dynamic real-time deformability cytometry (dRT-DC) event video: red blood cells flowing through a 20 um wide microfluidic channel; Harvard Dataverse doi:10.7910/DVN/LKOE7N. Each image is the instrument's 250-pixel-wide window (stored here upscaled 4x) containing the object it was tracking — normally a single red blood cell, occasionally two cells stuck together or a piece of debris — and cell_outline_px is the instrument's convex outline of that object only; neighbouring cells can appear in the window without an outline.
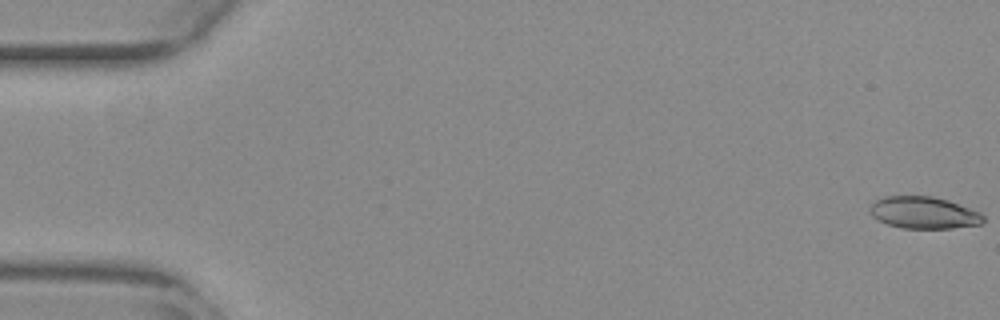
{"species": "common noctule bat (a hibernating species)", "species_latin": "Nyctalus noctula", "temperature_condition": "warm", "stored_images_in_passage": 16, "camera_frame_rate_fps": 3000, "um_per_image_px": 0.085, "animal": {"sex": "female", "body_mass_g": 29.2, "forearm_length_mm": 56.3}, "frame": {"image": 1, "passage_image": 1, "time_ms": 0.0, "image_size_px": [1000, 320], "cell_outline_px": [[984, 220], [980, 224], [952, 228], [904, 228], [888, 224], [872, 216], [872, 204], [876, 200], [884, 196], [932, 196], [948, 200], [980, 212], [984, 216]], "centroid_in_image_um": [78.55, 18.07], "position_along_channel_um": 6.4, "area_um2": 20.81}}